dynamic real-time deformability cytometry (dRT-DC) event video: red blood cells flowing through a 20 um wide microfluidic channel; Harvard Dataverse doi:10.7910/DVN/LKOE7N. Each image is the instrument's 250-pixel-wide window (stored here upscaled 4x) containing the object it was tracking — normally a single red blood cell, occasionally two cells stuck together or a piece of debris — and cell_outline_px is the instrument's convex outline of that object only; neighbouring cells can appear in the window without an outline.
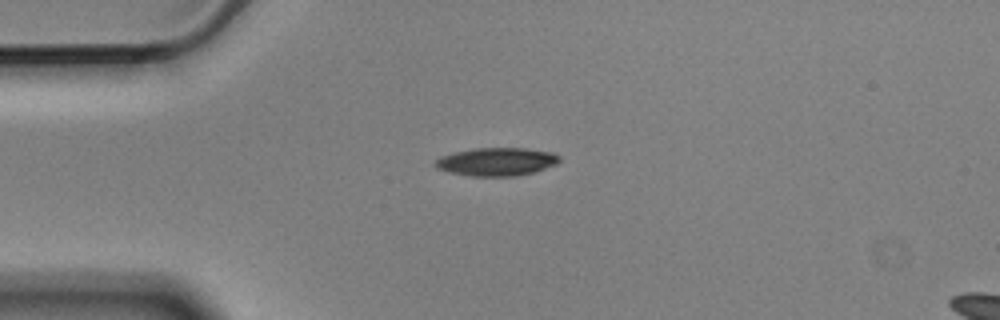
{"species": "Egyptian fruit bat (a non-hibernating species)", "species_latin": "Rousettus aegyptiacus", "temperature_condition": "cold", "stored_images_in_passage": 5, "camera_frame_rate_fps": 3000, "um_per_image_px": 0.085, "animal": {"sex": "male"}, "frame": {"image": 1, "passage_image": 1, "time_ms": 0.0, "image_size_px": [1000, 320], "cell_outline_px": [[560, 160], [556, 164], [532, 172], [516, 176], [468, 176], [448, 172], [436, 168], [432, 164], [440, 156], [452, 152], [476, 148], [524, 148], [552, 152], [560, 156]], "centroid_in_image_um": [42.15, 13.74], "position_along_channel_um": 42.8, "area_um2": 20.46}}
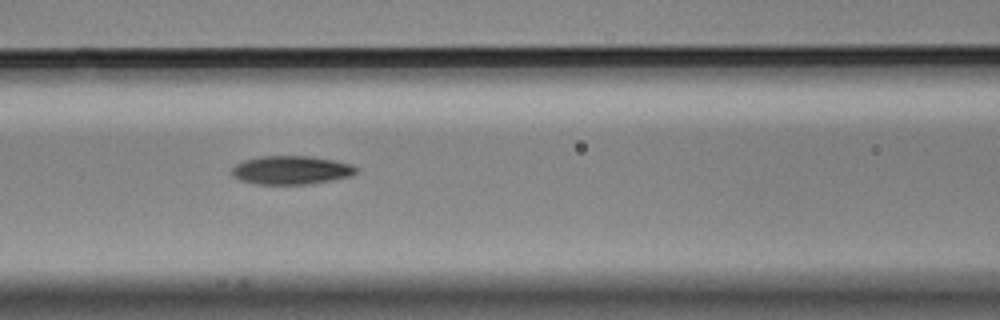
{"frame": {"image": 2, "passage_image": 4, "time_ms": 1.0, "image_size_px": [1000, 320], "cell_outline_px": [[356, 172], [352, 176], [332, 180], [308, 184], [256, 184], [240, 180], [232, 176], [232, 168], [236, 164], [244, 160], [260, 156], [312, 156], [336, 160], [352, 164], [356, 168]], "centroid_in_image_um": [24.76, 14.45], "position_along_channel_um": 141.8, "area_um2": 20.81}}
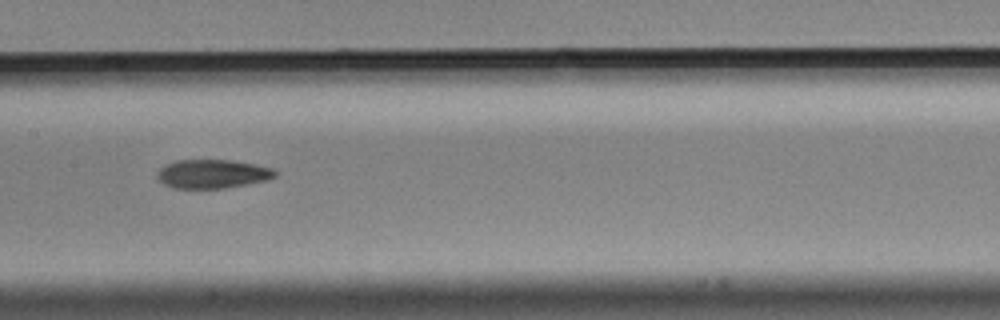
{"frame": {"image": 3, "passage_image": 5, "time_ms": 1.333, "image_size_px": [1000, 320], "cell_outline_px": [[276, 176], [264, 180], [224, 188], [172, 188], [164, 184], [156, 176], [156, 172], [164, 164], [176, 160], [228, 160], [252, 164], [272, 168], [276, 172]], "centroid_in_image_um": [17.98, 14.77], "position_along_channel_um": 189.4, "area_um2": 19.54}}